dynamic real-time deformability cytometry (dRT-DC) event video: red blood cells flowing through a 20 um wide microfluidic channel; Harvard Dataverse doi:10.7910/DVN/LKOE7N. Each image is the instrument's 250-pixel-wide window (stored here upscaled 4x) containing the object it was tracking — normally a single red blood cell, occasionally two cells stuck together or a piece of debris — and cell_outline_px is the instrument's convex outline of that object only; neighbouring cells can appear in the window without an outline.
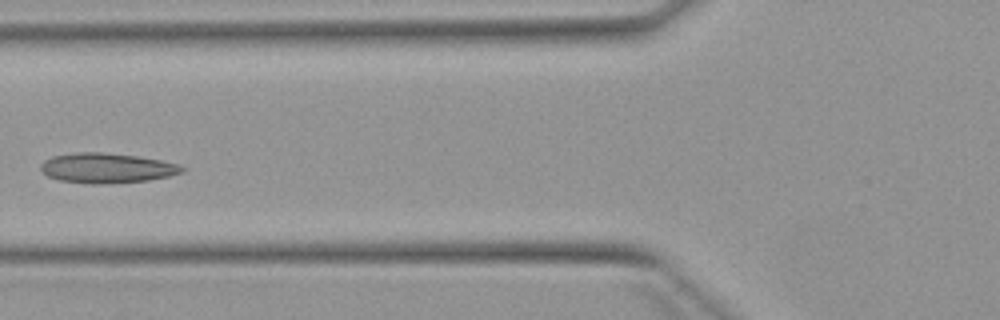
{"species": "Egyptian fruit bat (a non-hibernating species)", "species_latin": "Rousettus aegyptiacus", "temperature_condition": "warm", "stored_images_in_passage": 4, "camera_frame_rate_fps": 3000, "um_per_image_px": 0.085, "animal": {"sex": "female"}, "frame": {"image": 1, "passage_image": 4, "time_ms": 3.333, "image_size_px": [1000, 320], "cell_outline_px": [[188, 168], [184, 172], [168, 176], [148, 180], [96, 184], [92, 184], [60, 180], [48, 176], [40, 168], [40, 164], [44, 160], [52, 156], [76, 152], [100, 152], [136, 156], [160, 160], [180, 164]], "centroid_in_image_um": [9.1, 14.27], "position_along_channel_um": 116.7, "area_um2": 24.57}}